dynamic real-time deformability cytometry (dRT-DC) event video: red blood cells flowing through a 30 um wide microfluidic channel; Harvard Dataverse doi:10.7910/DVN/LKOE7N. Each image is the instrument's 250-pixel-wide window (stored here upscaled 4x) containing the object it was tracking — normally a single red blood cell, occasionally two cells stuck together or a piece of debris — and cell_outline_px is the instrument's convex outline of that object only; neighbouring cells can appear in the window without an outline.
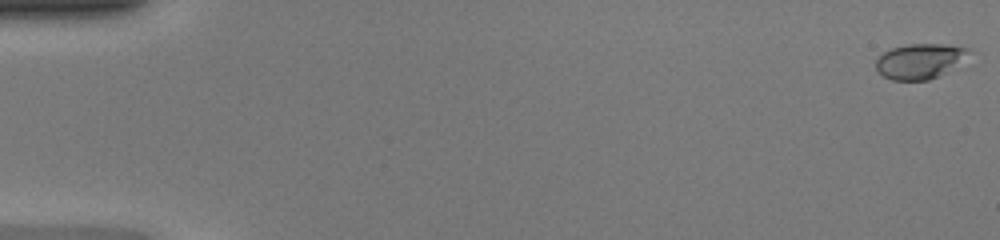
{"species": "common noctule bat (a hibernating species)", "species_latin": "Nyctalus noctula", "temperature_condition": "warm", "stored_images_in_passage": 49, "camera_frame_rate_fps": 3000, "um_per_image_px": 0.085, "animal": {"sex": "female", "body_mass_g": 20.0, "forearm_length_mm": 54.0}, "frame": {"image": 1, "passage_image": 1, "time_ms": 0.0, "image_size_px": [1000, 240], "cell_outline_px": [[972, 52], [944, 72], [928, 80], [892, 80], [884, 76], [876, 68], [876, 60], [884, 52], [892, 48], [908, 44], [944, 44], [972, 48]], "centroid_in_image_um": [78.17, 5.17], "position_along_channel_um": 6.8, "area_um2": 18.61}}
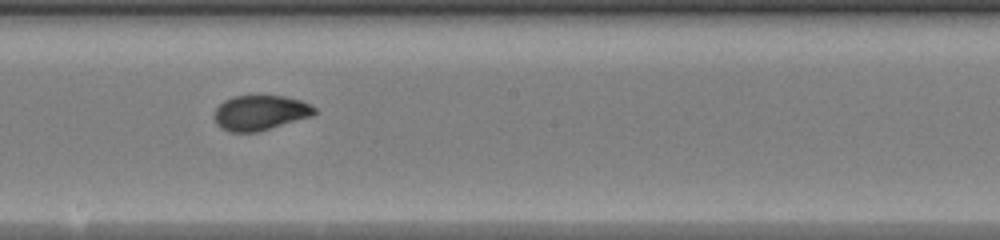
{"frame": {"image": 2, "passage_image": 28, "time_ms": 9.0, "image_size_px": [1000, 240], "cell_outline_px": [[316, 112], [312, 116], [256, 132], [228, 132], [220, 128], [216, 124], [212, 116], [216, 108], [224, 100], [232, 96], [284, 96], [300, 100], [316, 108]], "centroid_in_image_um": [22.06, 9.59], "position_along_channel_um": 226.1, "area_um2": 20.46}}
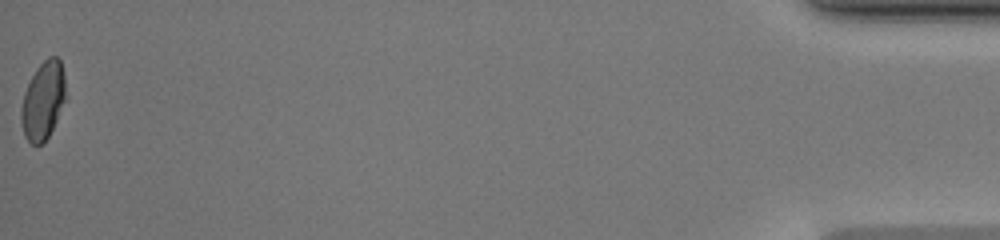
{"frame": {"image": 3, "passage_image": 49, "time_ms": 16.0, "image_size_px": [1000, 240], "cell_outline_px": [[64, 100], [56, 120], [48, 136], [40, 144], [32, 144], [24, 136], [20, 120], [20, 108], [24, 92], [36, 68], [48, 56], [56, 56], [60, 60], [64, 76]], "centroid_in_image_um": [3.62, 8.53], "position_along_channel_um": 431.6, "area_um2": 19.88}, "authors_computed_cell_mechanics": {"area_um2": 20.1722, "velocity_mm_per_s": 4.3172, "shape_relaxation_time_tau1_ms": 7.9702, "shape_relaxation_time_tau2_ms": 0.6136, "deformation_change_tau1": 0.2321, "deformation_change_tau2": 0.0404}}